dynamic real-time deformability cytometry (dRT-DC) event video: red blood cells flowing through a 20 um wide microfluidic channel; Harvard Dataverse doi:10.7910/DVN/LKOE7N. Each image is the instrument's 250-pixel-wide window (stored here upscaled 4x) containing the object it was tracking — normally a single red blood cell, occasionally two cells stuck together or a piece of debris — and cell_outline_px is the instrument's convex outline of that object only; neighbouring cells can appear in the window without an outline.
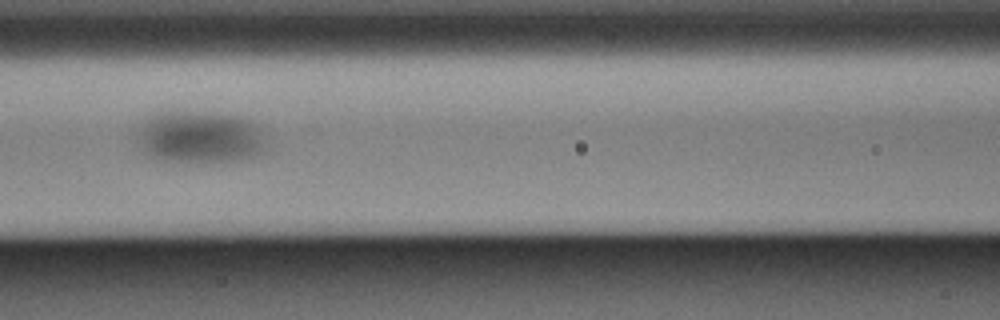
{"species": "Egyptian fruit bat (a non-hibernating species)", "species_latin": "Rousettus aegyptiacus", "temperature_condition": "warm", "stored_images_in_passage": 6, "camera_frame_rate_fps": 3000, "um_per_image_px": 0.085, "animal": {"sex": "male"}, "frame": {"image": 1, "passage_image": 6, "time_ms": 1.667, "image_size_px": [1000, 320], "cell_outline_px": [[268, 148], [264, 152], [252, 156], [236, 160], [200, 164], [168, 160], [148, 156], [144, 152], [140, 144], [140, 128], [152, 116], [164, 112], [212, 112], [236, 116], [248, 120], [264, 128], [268, 144]], "centroid_in_image_um": [17.13, 11.69], "position_along_channel_um": 149.5, "area_um2": 39.54}}